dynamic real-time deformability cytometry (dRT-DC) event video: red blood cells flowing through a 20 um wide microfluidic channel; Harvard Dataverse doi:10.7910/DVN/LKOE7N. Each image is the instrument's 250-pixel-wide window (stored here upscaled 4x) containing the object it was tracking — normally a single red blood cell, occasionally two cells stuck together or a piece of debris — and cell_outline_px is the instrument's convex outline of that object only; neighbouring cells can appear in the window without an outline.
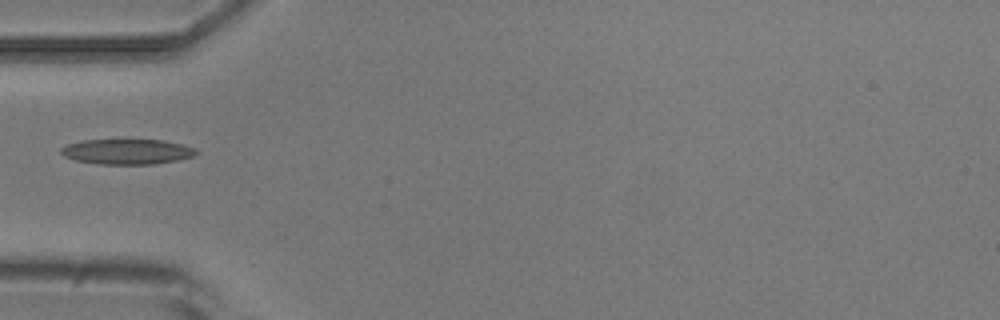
{"species": "common noctule bat (a hibernating species)", "species_latin": "Nyctalus noctula", "temperature_condition": "room temperature", "stored_images_in_passage": 2, "camera_frame_rate_fps": 3000, "um_per_image_px": 0.085, "animal": {"sex": "male", "body_mass_g": 20.5, "forearm_length_mm": 52.5}, "frame": {"image": 1, "passage_image": 1, "time_ms": 0.0, "image_size_px": [1000, 320], "cell_outline_px": [[200, 152], [192, 156], [176, 160], [156, 164], [100, 164], [76, 160], [64, 156], [60, 152], [60, 148], [68, 144], [84, 140], [164, 140], [184, 144], [196, 148]], "centroid_in_image_um": [10.84, 12.88], "position_along_channel_um": 74.2, "area_um2": 19.88}}
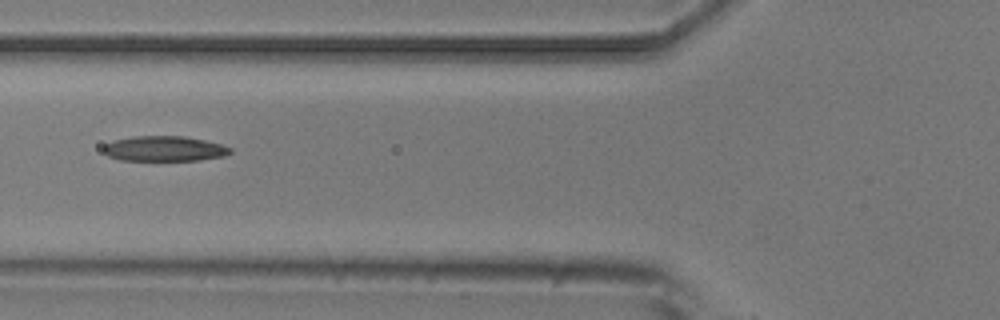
{"frame": {"image": 2, "passage_image": 2, "time_ms": 1.0, "image_size_px": [1000, 320], "cell_outline_px": [[232, 152], [224, 156], [200, 160], [120, 160], [108, 156], [104, 152], [104, 144], [112, 140], [132, 136], [184, 136], [204, 140], [220, 144], [232, 148]], "centroid_in_image_um": [13.95, 12.63], "position_along_channel_um": 111.8, "area_um2": 18.67}}